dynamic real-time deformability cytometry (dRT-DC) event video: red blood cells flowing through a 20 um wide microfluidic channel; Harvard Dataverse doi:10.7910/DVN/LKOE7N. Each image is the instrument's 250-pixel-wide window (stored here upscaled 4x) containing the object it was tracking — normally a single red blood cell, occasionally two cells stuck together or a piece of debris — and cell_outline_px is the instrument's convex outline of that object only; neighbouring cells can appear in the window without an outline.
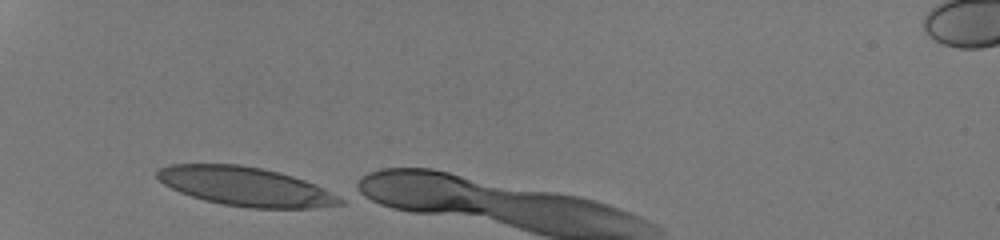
{"species": "human", "species_latin": "Homo sapiens", "temperature_condition": "room temperature", "stored_images_in_passage": 6, "camera_frame_rate_fps": 3000, "um_per_image_px": 0.085, "donor": {"sex": "male"}, "frame": {"image": 1, "passage_image": 1, "time_ms": 0.0, "image_size_px": [1000, 240], "cell_outline_px": [[344, 204], [312, 208], [248, 208], [224, 204], [204, 200], [180, 192], [164, 184], [156, 176], [156, 172], [160, 168], [172, 164], [240, 164], [280, 172], [304, 180], [344, 200]], "centroid_in_image_um": [20.83, 15.85], "position_along_channel_um": 64.2, "area_um2": 40.98}}